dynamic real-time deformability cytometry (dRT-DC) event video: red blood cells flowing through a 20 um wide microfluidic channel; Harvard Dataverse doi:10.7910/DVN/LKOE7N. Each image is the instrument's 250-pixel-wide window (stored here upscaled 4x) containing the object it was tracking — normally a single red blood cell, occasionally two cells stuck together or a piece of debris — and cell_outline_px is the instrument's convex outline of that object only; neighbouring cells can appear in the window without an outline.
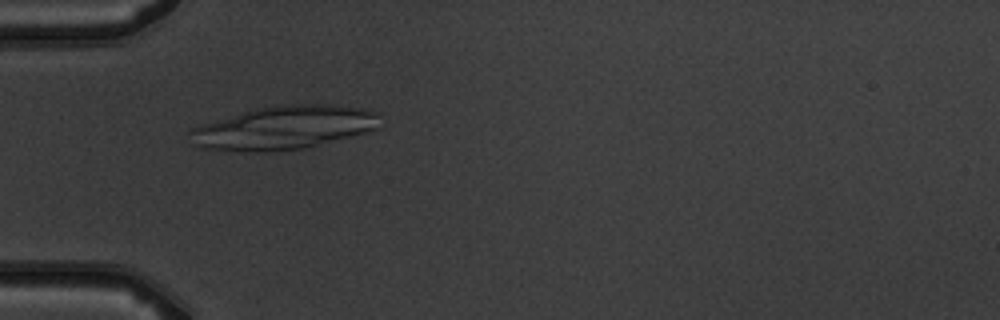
{"species": "common noctule bat (a hibernating species)", "species_latin": "Nyctalus noctula", "temperature_condition": "warm", "stored_images_in_passage": 6, "camera_frame_rate_fps": 3000, "um_per_image_px": 0.085, "animal": {"sex": "male", "body_mass_g": 19.5, "forearm_length_mm": 54.6}, "frame": {"image": 1, "passage_image": 5, "time_ms": 4.667, "image_size_px": [1000, 320], "cell_outline_px": [[380, 128], [304, 148], [272, 152], [244, 152], [204, 148], [196, 144], [188, 132], [192, 128], [200, 124], [256, 108], [276, 104], [332, 104], [364, 108], [380, 112]], "centroid_in_image_um": [24.18, 10.83], "position_along_channel_um": 60.8, "area_um2": 48.38}}